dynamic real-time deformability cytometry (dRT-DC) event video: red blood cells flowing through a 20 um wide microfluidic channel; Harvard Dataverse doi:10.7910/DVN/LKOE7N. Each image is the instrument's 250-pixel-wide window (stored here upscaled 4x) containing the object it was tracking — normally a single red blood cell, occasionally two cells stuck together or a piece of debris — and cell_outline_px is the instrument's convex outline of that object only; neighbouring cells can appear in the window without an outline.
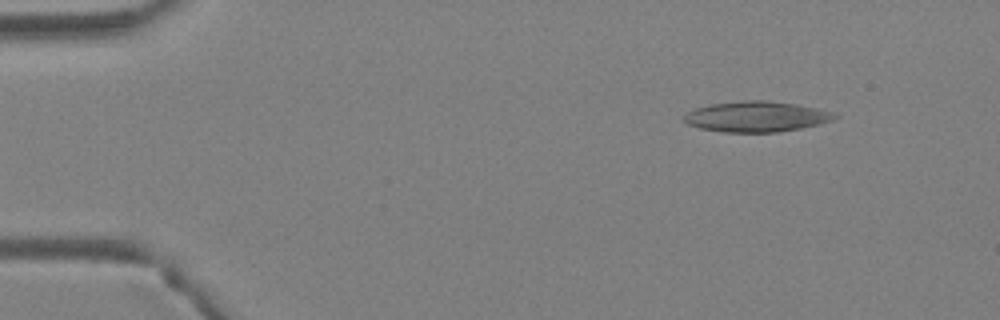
{"species": "Egyptian fruit bat (a non-hibernating species)", "species_latin": "Rousettus aegyptiacus", "temperature_condition": "warm", "stored_images_in_passage": 3, "camera_frame_rate_fps": 3000, "um_per_image_px": 0.085, "animal": {"sex": "female"}, "frame": {"image": 1, "passage_image": 1, "time_ms": 0.0, "image_size_px": [1000, 320], "cell_outline_px": [[840, 116], [832, 120], [820, 124], [800, 128], [776, 132], [724, 132], [700, 128], [688, 124], [684, 120], [684, 116], [688, 112], [696, 108], [708, 104], [744, 100], [768, 100], [796, 104], [816, 108], [832, 112]], "centroid_in_image_um": [64.3, 9.9], "position_along_channel_um": 20.7, "area_um2": 26.76}}
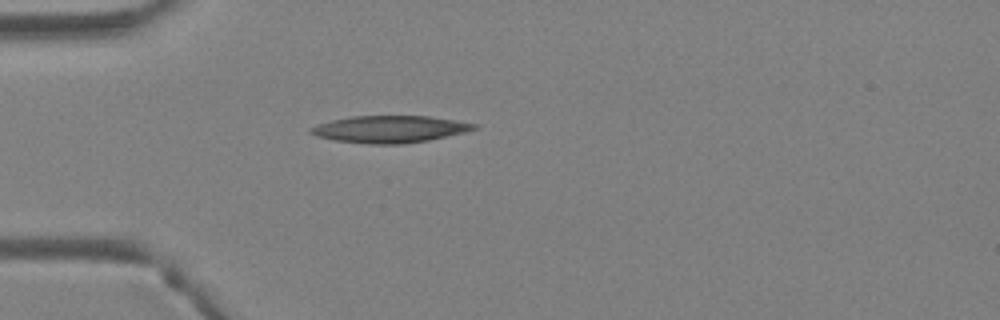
{"frame": {"image": 2, "passage_image": 3, "time_ms": 0.667, "image_size_px": [1000, 320], "cell_outline_px": [[480, 128], [464, 132], [428, 140], [400, 144], [368, 144], [336, 140], [316, 136], [308, 132], [308, 128], [316, 124], [332, 120], [352, 116], [428, 116], [480, 124]], "centroid_in_image_um": [33.12, 10.97], "position_along_channel_um": 51.9, "area_um2": 25.72}}